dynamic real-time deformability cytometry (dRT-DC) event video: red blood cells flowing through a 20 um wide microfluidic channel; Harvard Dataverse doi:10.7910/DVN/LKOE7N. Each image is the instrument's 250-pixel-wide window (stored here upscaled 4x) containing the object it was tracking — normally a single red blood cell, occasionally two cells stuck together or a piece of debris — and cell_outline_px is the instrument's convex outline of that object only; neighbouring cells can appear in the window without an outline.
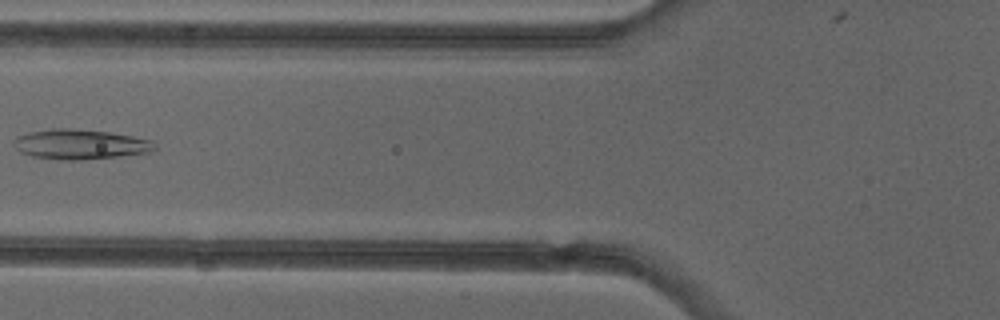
{"species": "common noctule bat (a hibernating species)", "species_latin": "Nyctalus noctula", "temperature_condition": "cold", "stored_images_in_passage": 7, "camera_frame_rate_fps": 3000, "um_per_image_px": 0.085, "animal": {"sex": "female"}, "frame": {"image": 1, "passage_image": 6, "time_ms": 6.0, "image_size_px": [1000, 320], "cell_outline_px": [[156, 152], [84, 160], [60, 160], [32, 156], [20, 152], [12, 144], [12, 140], [16, 136], [28, 132], [52, 128], [72, 128], [108, 132], [156, 140]], "centroid_in_image_um": [6.85, 12.27], "position_along_channel_um": 118.9, "area_um2": 25.14}}
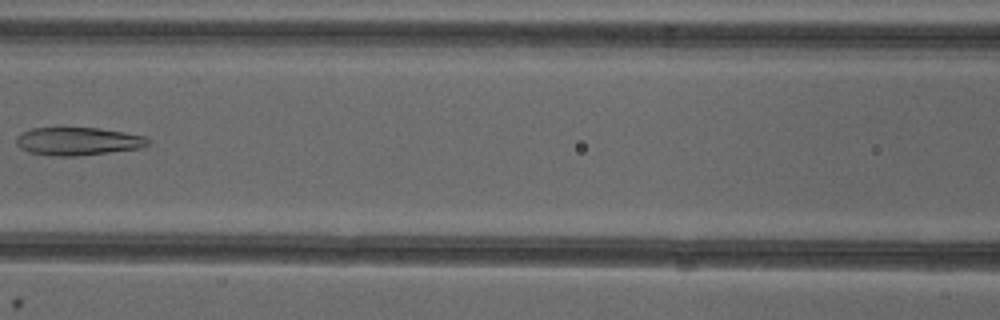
{"frame": {"image": 2, "passage_image": 7, "time_ms": 7.0, "image_size_px": [1000, 320], "cell_outline_px": [[152, 140], [148, 144], [140, 148], [76, 156], [52, 156], [28, 152], [20, 148], [16, 144], [16, 136], [32, 128], [100, 128], [124, 132], [144, 136]], "centroid_in_image_um": [6.61, 12.01], "position_along_channel_um": 160.0, "area_um2": 21.44}}